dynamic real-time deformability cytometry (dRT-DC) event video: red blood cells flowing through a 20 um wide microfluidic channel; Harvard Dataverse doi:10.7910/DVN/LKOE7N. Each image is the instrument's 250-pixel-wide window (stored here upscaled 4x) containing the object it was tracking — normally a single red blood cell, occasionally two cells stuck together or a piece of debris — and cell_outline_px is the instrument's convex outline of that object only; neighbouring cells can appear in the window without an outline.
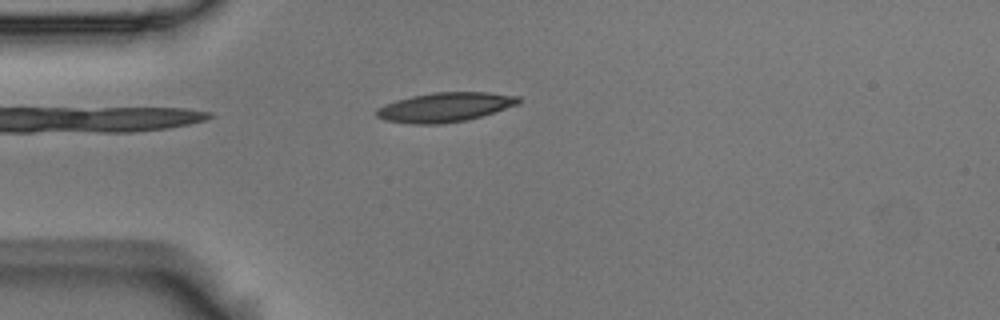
{"species": "Egyptian fruit bat (a non-hibernating species)", "species_latin": "Rousettus aegyptiacus", "temperature_condition": "room temperature", "stored_images_in_passage": 4, "camera_frame_rate_fps": 3000, "um_per_image_px": 0.085, "animal": {"sex": "male"}, "frame": {"image": 1, "passage_image": 4, "time_ms": 1.0, "image_size_px": [1000, 320], "cell_outline_px": [[520, 104], [468, 120], [440, 124], [412, 124], [384, 120], [376, 116], [376, 108], [384, 104], [396, 100], [412, 96], [432, 92], [488, 92], [520, 96]], "centroid_in_image_um": [37.82, 9.11], "position_along_channel_um": 47.2, "area_um2": 24.51}}